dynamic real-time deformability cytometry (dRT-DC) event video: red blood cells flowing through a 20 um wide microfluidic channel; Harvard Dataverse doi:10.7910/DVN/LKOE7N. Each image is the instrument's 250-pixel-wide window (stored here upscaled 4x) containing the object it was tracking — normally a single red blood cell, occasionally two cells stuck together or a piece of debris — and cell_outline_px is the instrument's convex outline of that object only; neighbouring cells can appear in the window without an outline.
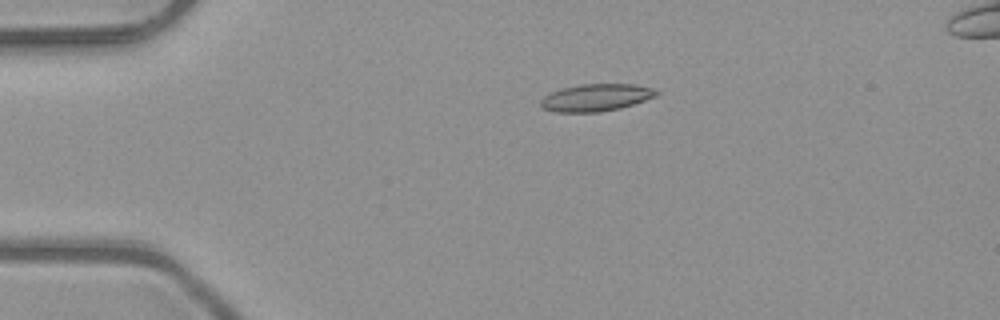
{"species": "common noctule bat (a hibernating species)", "species_latin": "Nyctalus noctula", "temperature_condition": "room temperature", "stored_images_in_passage": 5, "camera_frame_rate_fps": 3000, "um_per_image_px": 0.085, "animal": {"sex": "male", "body_mass_g": 23.1, "forearm_length_mm": 52.7}, "frame": {"image": 1, "passage_image": 4, "time_ms": 1.0, "image_size_px": [1000, 320], "cell_outline_px": [[660, 92], [656, 96], [620, 108], [596, 112], [556, 112], [540, 108], [540, 100], [544, 96], [552, 92], [564, 88], [580, 84], [636, 84], [652, 88]], "centroid_in_image_um": [50.64, 8.29], "position_along_channel_um": 34.4, "area_um2": 18.26}}